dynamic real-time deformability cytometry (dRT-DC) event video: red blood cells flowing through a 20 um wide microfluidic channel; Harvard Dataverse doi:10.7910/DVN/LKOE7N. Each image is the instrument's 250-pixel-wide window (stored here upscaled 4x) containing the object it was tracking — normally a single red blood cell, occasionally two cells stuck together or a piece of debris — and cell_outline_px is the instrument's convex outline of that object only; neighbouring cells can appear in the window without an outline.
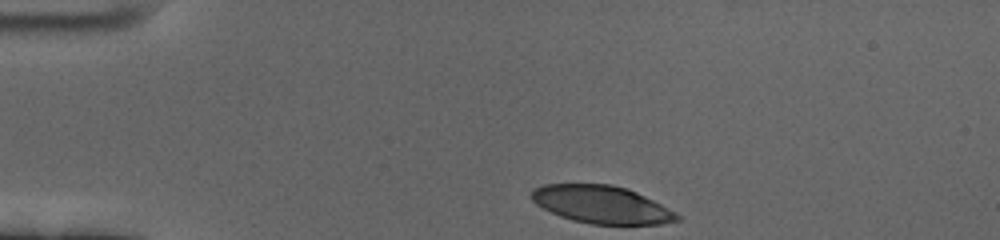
{"species": "human", "species_latin": "Homo sapiens", "temperature_condition": "cold", "stored_images_in_passage": 38, "camera_frame_rate_fps": 3000, "um_per_image_px": 0.085, "donor": {"sex": "female"}, "frame": {"image": 1, "passage_image": 1, "time_ms": 0.0, "image_size_px": [1000, 240], "cell_outline_px": [[680, 220], [660, 224], [592, 224], [572, 220], [560, 216], [536, 204], [532, 200], [532, 192], [536, 188], [548, 184], [612, 184], [628, 188], [660, 204], [680, 216]], "centroid_in_image_um": [51.14, 17.38], "position_along_channel_um": 33.9, "area_um2": 31.5}}
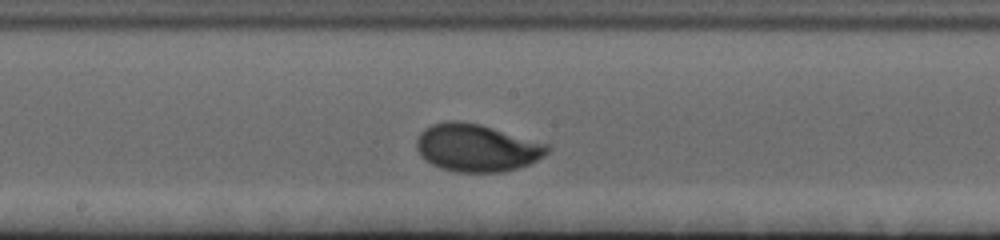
{"frame": {"image": 2, "passage_image": 21, "time_ms": 6.667, "image_size_px": [1000, 240], "cell_outline_px": [[552, 148], [544, 156], [520, 168], [500, 172], [456, 172], [440, 168], [432, 164], [420, 156], [416, 148], [416, 140], [420, 132], [424, 128], [432, 124], [448, 120], [460, 120], [480, 124], [548, 144]], "centroid_in_image_um": [40.5, 12.56], "position_along_channel_um": 207.7, "area_um2": 36.47}}
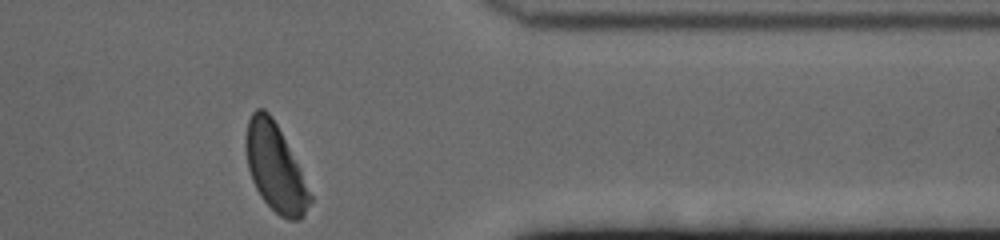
{"frame": {"image": 3, "passage_image": 38, "time_ms": 12.333, "image_size_px": [1000, 240], "cell_outline_px": [[312, 200], [304, 216], [300, 220], [288, 220], [280, 216], [260, 196], [252, 180], [248, 168], [244, 148], [244, 140], [248, 120], [252, 112], [256, 108], [264, 108], [272, 116], [300, 168], [312, 196]], "centroid_in_image_um": [23.38, 14.25], "position_along_channel_um": 388.0, "area_um2": 32.71}, "authors_computed_cell_mechanics": {"area_um2": 34.5355, "velocity_mm_per_s": 3.4133, "shape_relaxation_time_tau1_ms": 2.749, "shape_relaxation_time_tau2_ms": null, "deformation_change_tau1": 0.1656, "deformation_change_tau2": null}}